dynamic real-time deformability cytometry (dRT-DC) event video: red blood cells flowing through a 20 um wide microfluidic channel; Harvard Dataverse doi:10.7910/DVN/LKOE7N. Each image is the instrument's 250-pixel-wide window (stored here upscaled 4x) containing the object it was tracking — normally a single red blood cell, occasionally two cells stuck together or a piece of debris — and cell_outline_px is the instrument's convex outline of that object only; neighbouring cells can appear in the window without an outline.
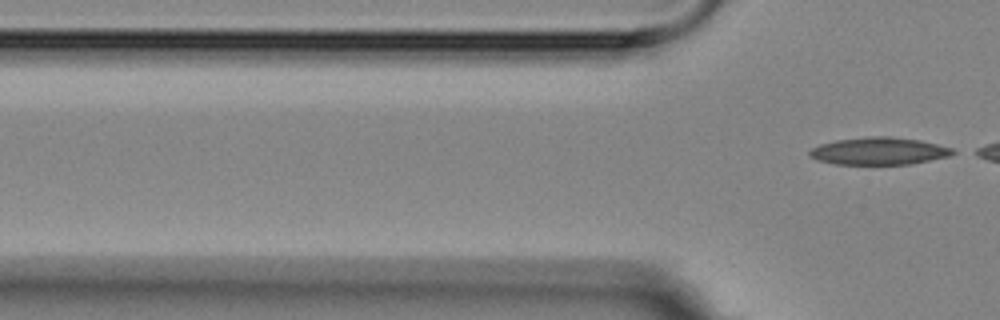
{"species": "Egyptian fruit bat (a non-hibernating species)", "species_latin": "Rousettus aegyptiacus", "temperature_condition": "room temperature", "stored_images_in_passage": 6, "segment_of_instrument_passage": [2, 2], "camera_frame_rate_fps": 3000, "um_per_image_px": 0.085, "animal": {"sex": "female"}, "frame": {"image": 1, "passage_image": 6, "time_ms": 6.333, "image_size_px": [1000, 320], "cell_outline_px": [[960, 152], [952, 156], [912, 164], [836, 164], [816, 160], [808, 156], [808, 152], [812, 148], [820, 144], [836, 140], [868, 136], [888, 136], [920, 140], [952, 148]], "centroid_in_image_um": [74.75, 12.84], "position_along_channel_um": 51.1, "area_um2": 23.12}}